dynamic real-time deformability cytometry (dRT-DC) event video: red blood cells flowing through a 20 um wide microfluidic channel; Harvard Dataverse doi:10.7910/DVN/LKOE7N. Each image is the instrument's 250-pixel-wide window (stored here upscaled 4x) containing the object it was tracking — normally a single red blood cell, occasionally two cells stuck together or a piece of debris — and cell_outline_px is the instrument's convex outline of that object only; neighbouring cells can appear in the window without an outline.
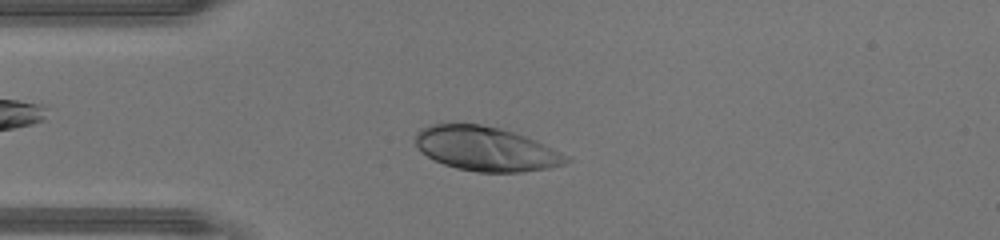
{"species": "human", "species_latin": "Homo sapiens", "temperature_condition": "warm", "stored_images_in_passage": 44, "camera_frame_rate_fps": 3000, "um_per_image_px": 0.085, "donor": {"sex": "male"}, "frame": {"image": 1, "passage_image": 10, "time_ms": 3.0, "image_size_px": [1000, 240], "cell_outline_px": [[572, 160], [564, 164], [548, 168], [520, 172], [476, 172], [456, 168], [444, 164], [420, 152], [416, 144], [416, 132], [420, 128], [444, 120], [480, 124], [500, 128], [536, 140], [568, 156]], "centroid_in_image_um": [41.24, 12.61], "position_along_channel_um": 43.8, "area_um2": 39.42}}
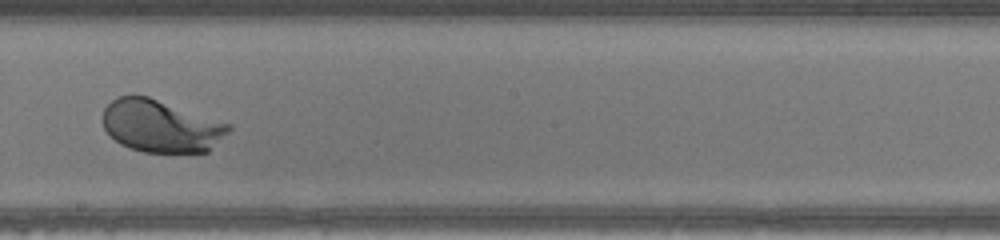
{"frame": {"image": 2, "passage_image": 24, "time_ms": 7.667, "image_size_px": [1000, 240], "cell_outline_px": [[232, 128], [208, 152], [144, 152], [120, 144], [104, 128], [104, 108], [116, 96], [148, 96], [232, 124]], "centroid_in_image_um": [13.71, 10.71], "position_along_channel_um": 234.5, "area_um2": 38.15}}
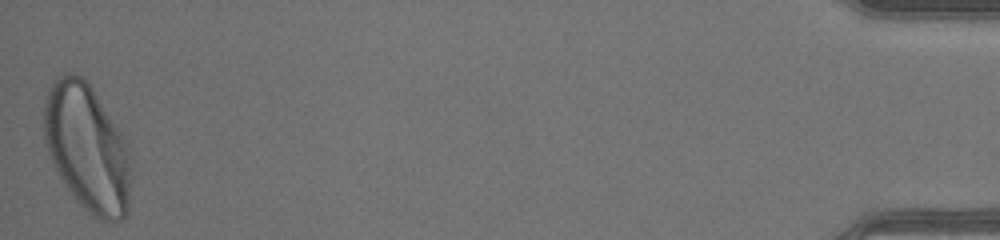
{"frame": {"image": 3, "passage_image": 44, "time_ms": 14.333, "image_size_px": [1000, 240], "cell_outline_px": [[132, 172], [128, 216], [112, 224], [100, 220], [92, 216], [72, 196], [64, 184], [48, 152], [44, 140], [44, 100], [48, 88], [60, 76], [68, 72], [72, 72], [80, 76], [92, 88], [128, 140], [132, 168]], "centroid_in_image_um": [7.47, 12.63], "position_along_channel_um": 427.7, "area_um2": 65.6}, "authors_computed_cell_mechanics": {"area_um2": 40.9513, "velocity_mm_per_s": 4.4515, "shape_relaxation_time_tau1_ms": 1.4514, "shape_relaxation_time_tau2_ms": null, "deformation_change_tau1": 0.1573, "deformation_change_tau2": null}}